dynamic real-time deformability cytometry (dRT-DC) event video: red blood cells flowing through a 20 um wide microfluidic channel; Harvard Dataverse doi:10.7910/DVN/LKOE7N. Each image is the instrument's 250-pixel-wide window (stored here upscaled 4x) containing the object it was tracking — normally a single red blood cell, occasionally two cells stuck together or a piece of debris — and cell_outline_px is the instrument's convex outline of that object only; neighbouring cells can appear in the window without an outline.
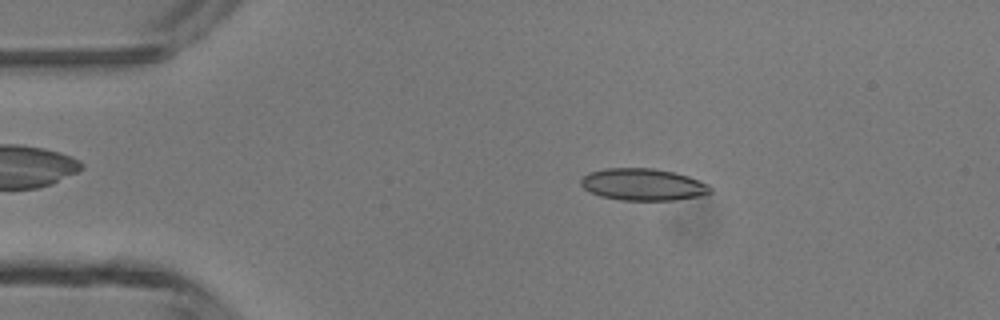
{"species": "common noctule bat (a hibernating species)", "species_latin": "Nyctalus noctula", "temperature_condition": "room temperature", "stored_images_in_passage": 46, "camera_frame_rate_fps": 3000, "um_per_image_px": 0.085, "animal": {"sex": "male", "body_mass_g": 13.3}, "frame": {"image": 1, "passage_image": 8, "time_ms": 2.333, "image_size_px": [1000, 320], "cell_outline_px": [[712, 192], [700, 196], [676, 200], [620, 200], [600, 196], [588, 192], [580, 184], [580, 180], [588, 172], [608, 168], [652, 168], [672, 172], [688, 176], [708, 184], [712, 188]], "centroid_in_image_um": [54.64, 15.69], "position_along_channel_um": 30.4, "area_um2": 24.16}}
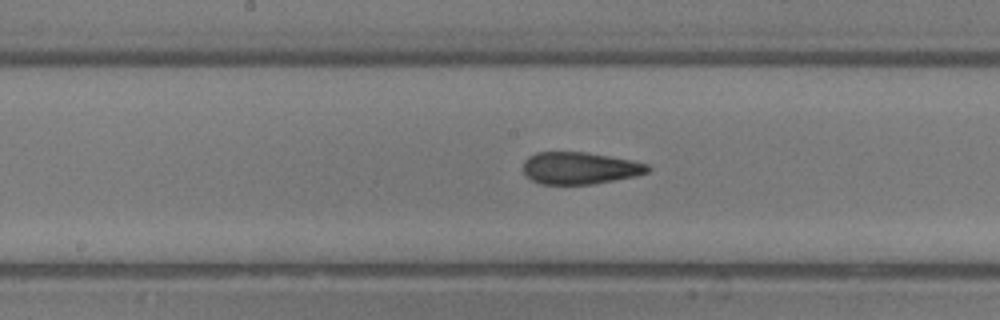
{"frame": {"image": 2, "passage_image": 23, "time_ms": 7.333, "image_size_px": [1000, 320], "cell_outline_px": [[652, 168], [648, 172], [636, 176], [592, 184], [540, 184], [532, 180], [524, 172], [524, 160], [528, 156], [536, 152], [584, 152], [632, 160], [648, 164]], "centroid_in_image_um": [49.29, 14.29], "position_along_channel_um": 198.9, "area_um2": 23.24}}
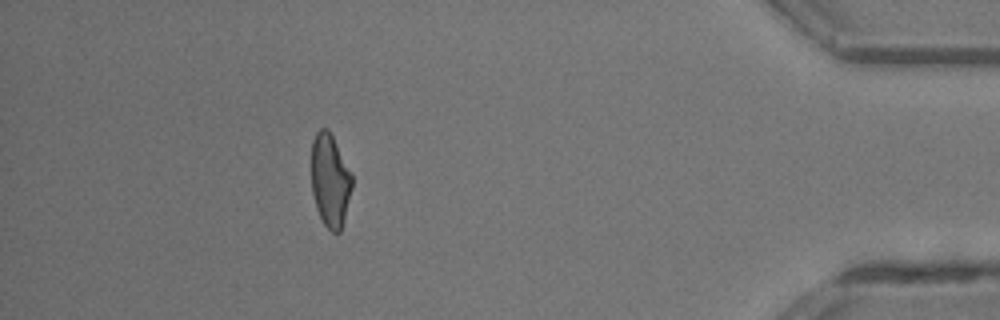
{"frame": {"image": 3, "passage_image": 41, "time_ms": 13.333, "image_size_px": [1000, 320], "cell_outline_px": [[352, 188], [344, 220], [340, 232], [332, 232], [324, 224], [316, 208], [312, 192], [312, 140], [316, 132], [320, 128], [328, 128], [352, 176]], "centroid_in_image_um": [28.05, 15.35], "position_along_channel_um": 407.2, "area_um2": 21.73}, "authors_computed_cell_mechanics": {"area_um2": 23.5246, "velocity_mm_per_s": 4.391, "shape_relaxation_time_tau1_ms": null, "shape_relaxation_time_tau2_ms": 1.3667, "deformation_change_tau1": null, "deformation_change_tau2": 0.0962}}